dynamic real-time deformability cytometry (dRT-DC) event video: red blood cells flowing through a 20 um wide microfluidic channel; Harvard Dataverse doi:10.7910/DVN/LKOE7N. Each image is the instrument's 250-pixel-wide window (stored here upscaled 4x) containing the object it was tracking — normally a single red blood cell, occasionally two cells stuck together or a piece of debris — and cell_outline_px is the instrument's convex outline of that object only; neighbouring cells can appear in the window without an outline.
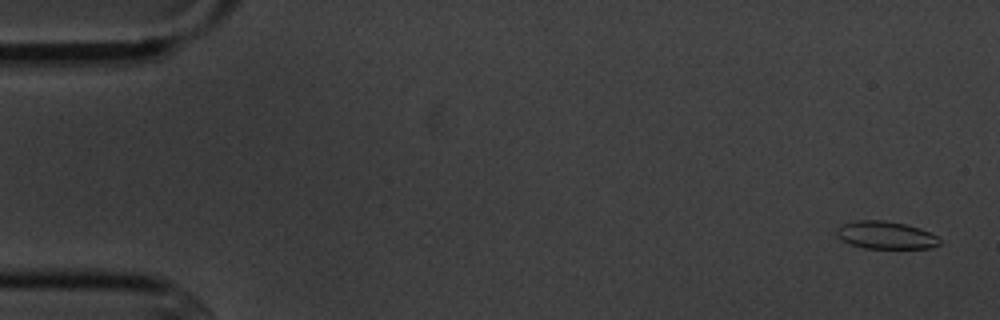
{"species": "common noctule bat (a hibernating species)", "species_latin": "Nyctalus noctula", "temperature_condition": "cold", "stored_images_in_passage": 5, "camera_frame_rate_fps": 3000, "um_per_image_px": 0.085, "animal": {"sex": "male", "body_mass_g": 20.1, "forearm_length_mm": 53.5}, "frame": {"image": 1, "passage_image": 1, "time_ms": 0.0, "image_size_px": [1000, 320], "cell_outline_px": [[940, 244], [932, 248], [864, 248], [852, 244], [836, 236], [836, 228], [844, 224], [856, 220], [884, 220], [904, 224], [920, 228], [936, 236], [940, 240]], "centroid_in_image_um": [75.29, 19.98], "position_along_channel_um": 9.7, "area_um2": 16.42}}